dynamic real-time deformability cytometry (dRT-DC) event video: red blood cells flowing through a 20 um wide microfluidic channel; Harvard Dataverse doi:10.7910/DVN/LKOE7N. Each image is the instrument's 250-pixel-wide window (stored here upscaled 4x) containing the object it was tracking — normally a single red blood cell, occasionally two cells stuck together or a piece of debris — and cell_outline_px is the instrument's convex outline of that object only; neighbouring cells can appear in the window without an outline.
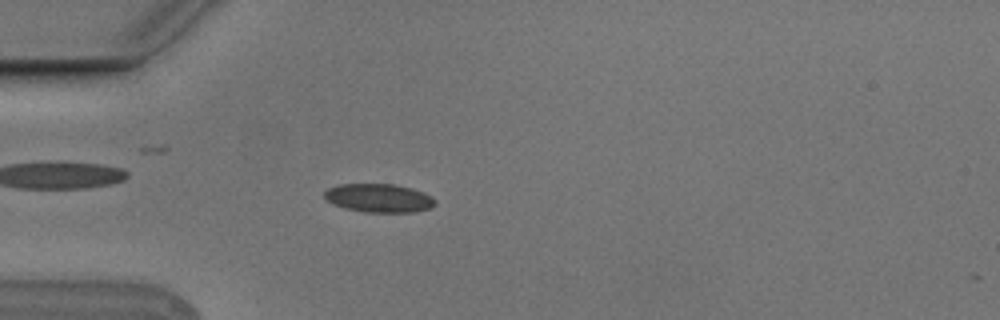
{"species": "Egyptian fruit bat (a non-hibernating species)", "species_latin": "Rousettus aegyptiacus", "temperature_condition": "cold", "stored_images_in_passage": 44, "camera_frame_rate_fps": 3000, "um_per_image_px": 0.085, "animal": {"sex": "male"}, "frame": {"image": 1, "passage_image": 5, "time_ms": 1.333, "image_size_px": [1000, 320], "cell_outline_px": [[436, 204], [432, 208], [416, 212], [364, 212], [344, 208], [332, 204], [324, 196], [324, 192], [328, 188], [336, 184], [392, 184], [412, 188], [424, 192], [432, 196], [436, 200]], "centroid_in_image_um": [32.23, 16.84], "position_along_channel_um": 52.8, "area_um2": 18.67}}
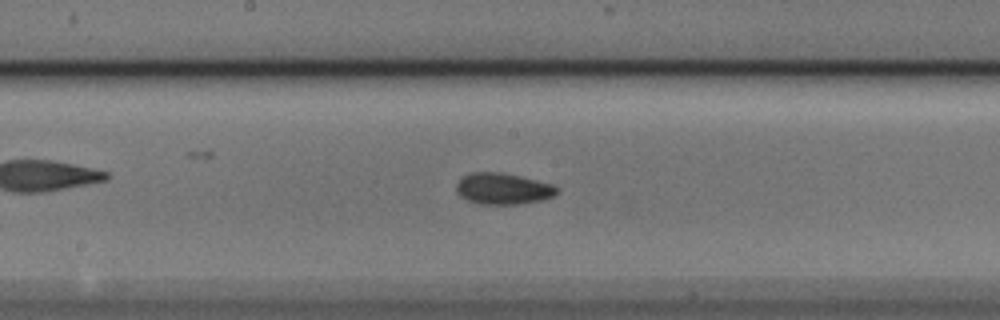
{"frame": {"image": 2, "passage_image": 18, "time_ms": 5.667, "image_size_px": [1000, 320], "cell_outline_px": [[560, 192], [544, 200], [520, 204], [476, 204], [460, 196], [456, 192], [456, 184], [464, 176], [472, 172], [500, 172], [520, 176], [552, 184], [560, 188]], "centroid_in_image_um": [42.78, 16.05], "position_along_channel_um": 205.4, "area_um2": 18.5}}
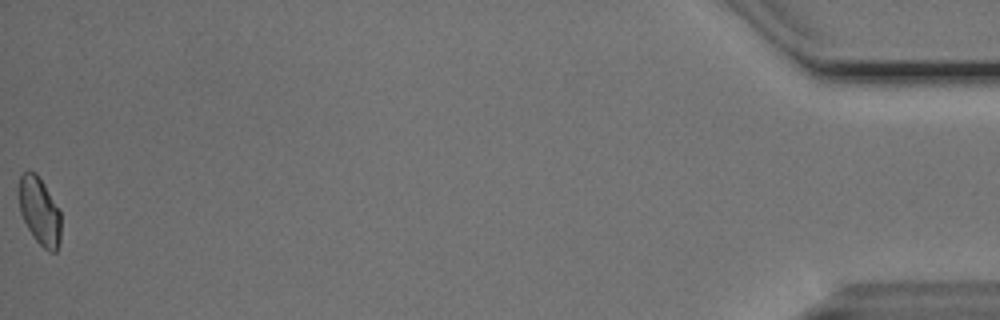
{"frame": {"image": 3, "passage_image": 44, "time_ms": 14.333, "image_size_px": [1000, 320], "cell_outline_px": [[60, 244], [56, 252], [48, 252], [36, 240], [28, 228], [20, 212], [16, 192], [20, 176], [24, 172], [36, 172], [44, 184], [60, 212]], "centroid_in_image_um": [3.33, 17.94], "position_along_channel_um": 431.9, "area_um2": 16.7}, "authors_computed_cell_mechanics": {"area_um2": 17.918, "velocity_mm_per_s": 3.7567, "shape_relaxation_time_tau1_ms": 5.3827, "shape_relaxation_time_tau2_ms": 3.7525, "deformation_change_tau1": 0.0936, "deformation_change_tau2": 0.0687}}